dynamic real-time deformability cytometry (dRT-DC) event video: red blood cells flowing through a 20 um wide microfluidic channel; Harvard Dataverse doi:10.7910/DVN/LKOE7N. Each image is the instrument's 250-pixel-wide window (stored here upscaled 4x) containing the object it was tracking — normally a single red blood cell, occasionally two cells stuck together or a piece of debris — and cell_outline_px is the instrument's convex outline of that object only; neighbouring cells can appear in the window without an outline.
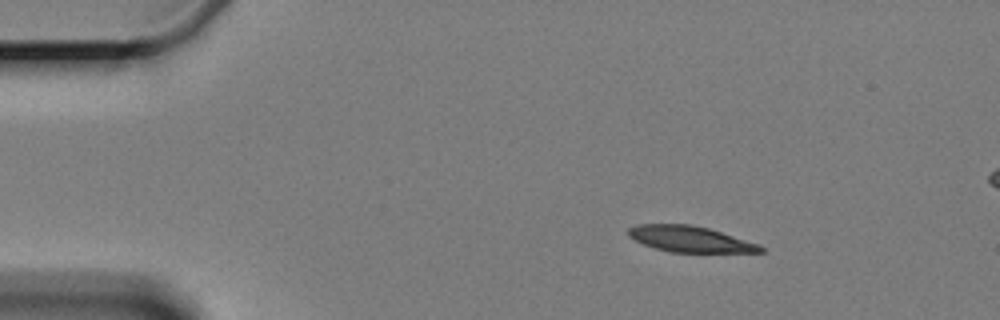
{"species": "Egyptian fruit bat (a non-hibernating species)", "species_latin": "Rousettus aegyptiacus", "temperature_condition": "cold", "stored_images_in_passage": 4, "camera_frame_rate_fps": 3000, "um_per_image_px": 0.085, "animal": {"sex": "female"}, "frame": {"image": 1, "passage_image": 2, "time_ms": 1.333, "image_size_px": [1000, 320], "cell_outline_px": [[764, 252], [668, 252], [644, 244], [628, 236], [628, 228], [636, 224], [692, 224], [708, 228], [760, 244], [764, 248]], "centroid_in_image_um": [58.66, 20.31], "position_along_channel_um": 26.3, "area_um2": 19.94}}
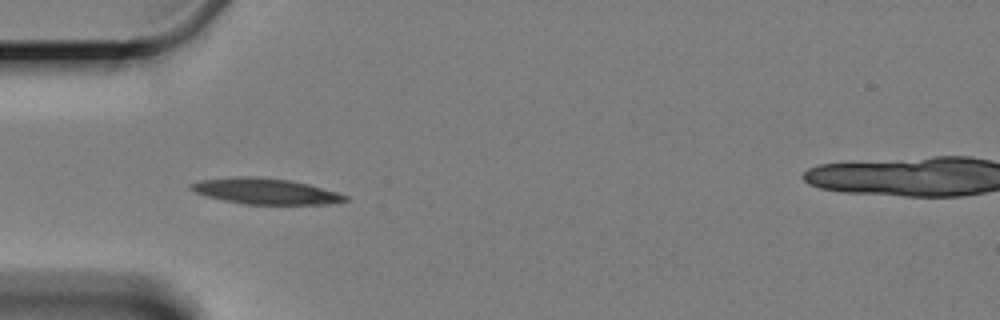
{"frame": {"image": 2, "passage_image": 4, "time_ms": 4.333, "image_size_px": [1000, 320], "cell_outline_px": [[348, 200], [328, 204], [244, 204], [204, 196], [192, 192], [188, 188], [188, 184], [200, 180], [236, 176], [252, 176], [288, 180], [308, 184], [336, 192], [348, 196]], "centroid_in_image_um": [22.47, 16.25], "position_along_channel_um": 62.5, "area_um2": 23.24}}